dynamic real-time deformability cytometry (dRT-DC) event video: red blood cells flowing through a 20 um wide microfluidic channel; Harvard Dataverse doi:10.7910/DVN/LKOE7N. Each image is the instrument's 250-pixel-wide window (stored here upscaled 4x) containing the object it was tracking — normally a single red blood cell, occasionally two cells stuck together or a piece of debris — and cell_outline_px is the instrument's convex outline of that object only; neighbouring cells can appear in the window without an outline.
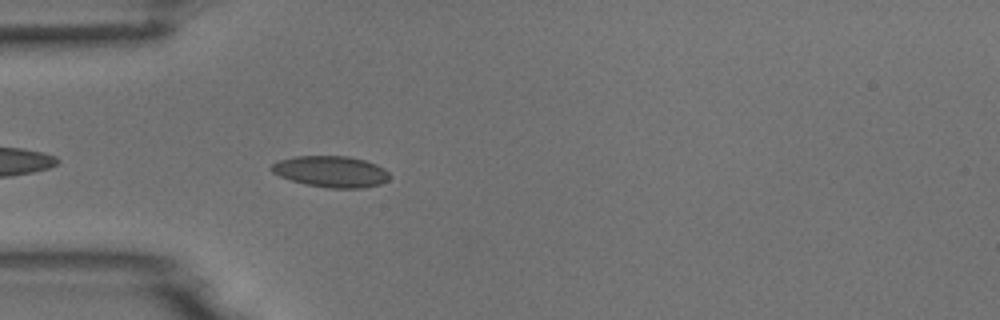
{"species": "common noctule bat (a hibernating species)", "species_latin": "Nyctalus noctula", "temperature_condition": "room temperature", "stored_images_in_passage": 2, "camera_frame_rate_fps": 3000, "um_per_image_px": 0.085, "animal": {"sex": "male", "body_mass_g": 18.8}, "frame": {"image": 1, "passage_image": 2, "time_ms": 1.333, "image_size_px": [1000, 320], "cell_outline_px": [[388, 180], [380, 184], [364, 188], [328, 188], [308, 184], [292, 180], [280, 176], [272, 172], [268, 168], [272, 164], [280, 160], [296, 156], [348, 156], [364, 160], [376, 164], [384, 168], [388, 172]], "centroid_in_image_um": [28.14, 14.58], "position_along_channel_um": 56.9, "area_um2": 21.39}}